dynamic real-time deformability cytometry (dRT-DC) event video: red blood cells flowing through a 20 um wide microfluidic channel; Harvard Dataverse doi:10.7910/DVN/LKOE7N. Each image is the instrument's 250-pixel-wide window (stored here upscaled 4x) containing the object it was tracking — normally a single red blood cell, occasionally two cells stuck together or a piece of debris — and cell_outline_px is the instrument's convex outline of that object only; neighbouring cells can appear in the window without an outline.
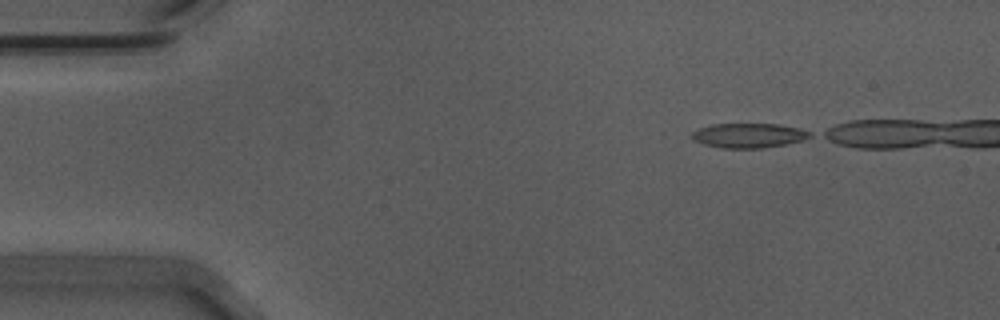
{"species": "Egyptian fruit bat (a non-hibernating species)", "species_latin": "Rousettus aegyptiacus", "temperature_condition": "warm", "stored_images_in_passage": 39, "camera_frame_rate_fps": 3000, "um_per_image_px": 0.085, "animal": {"sex": "male"}, "frame": {"image": 1, "passage_image": 1, "time_ms": 0.0, "image_size_px": [1000, 320], "cell_outline_px": [[812, 136], [804, 140], [784, 144], [760, 148], [720, 148], [704, 144], [688, 136], [692, 132], [700, 128], [712, 124], [780, 124], [800, 128], [812, 132]], "centroid_in_image_um": [63.65, 11.51], "position_along_channel_um": 21.3, "area_um2": 16.94}}
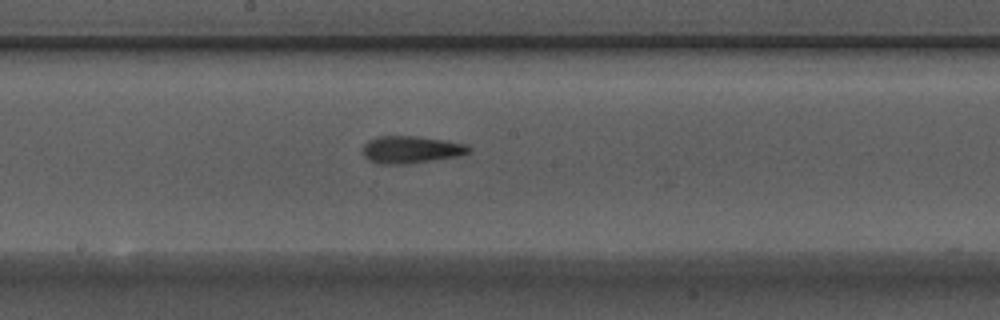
{"frame": {"image": 2, "passage_image": 23, "time_ms": 7.333, "image_size_px": [1000, 320], "cell_outline_px": [[472, 148], [468, 152], [460, 156], [408, 164], [380, 164], [368, 160], [364, 156], [364, 144], [368, 140], [376, 136], [416, 136], [444, 140], [468, 144]], "centroid_in_image_um": [34.95, 12.72], "position_along_channel_um": 213.3, "area_um2": 16.99}}
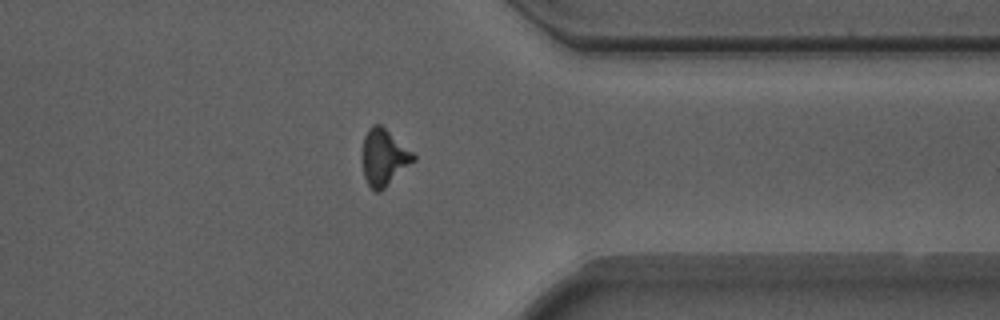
{"frame": {"image": 3, "passage_image": 37, "time_ms": 12.0, "image_size_px": [1000, 320], "cell_outline_px": [[416, 160], [380, 192], [376, 192], [368, 184], [364, 176], [364, 136], [368, 128], [372, 124], [380, 124], [412, 152], [416, 156]], "centroid_in_image_um": [32.65, 13.38], "position_along_channel_um": 378.7, "area_um2": 16.42}}